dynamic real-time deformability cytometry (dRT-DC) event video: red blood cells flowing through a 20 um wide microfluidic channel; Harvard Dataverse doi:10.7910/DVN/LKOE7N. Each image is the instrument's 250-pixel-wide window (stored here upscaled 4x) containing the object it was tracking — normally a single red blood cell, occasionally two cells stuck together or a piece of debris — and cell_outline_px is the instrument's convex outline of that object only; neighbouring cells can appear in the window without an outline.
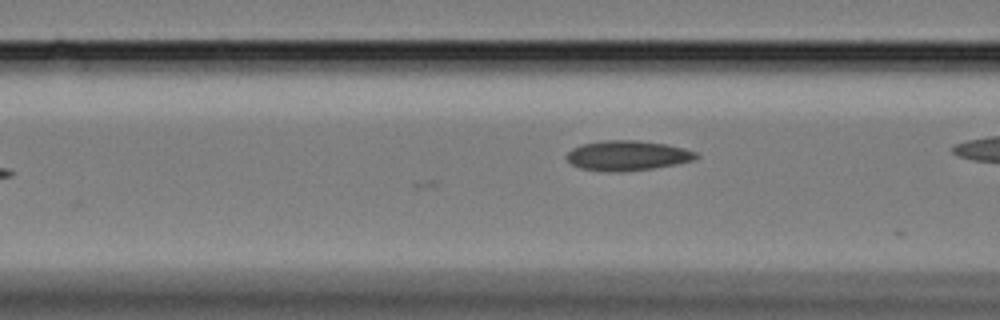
{"species": "Egyptian fruit bat (a non-hibernating species)", "species_latin": "Rousettus aegyptiacus", "temperature_condition": "cold", "stored_images_in_passage": 4, "camera_frame_rate_fps": 3000, "um_per_image_px": 0.085, "animal": {"sex": "female"}, "frame": {"image": 1, "passage_image": 4, "time_ms": 1.0, "image_size_px": [1000, 320], "cell_outline_px": [[700, 156], [696, 160], [676, 164], [652, 168], [624, 172], [608, 172], [580, 168], [572, 164], [564, 156], [572, 148], [580, 144], [604, 140], [640, 140], [668, 144], [684, 148], [696, 152]], "centroid_in_image_um": [53.34, 13.22], "position_along_channel_um": 113.3, "area_um2": 22.95}}